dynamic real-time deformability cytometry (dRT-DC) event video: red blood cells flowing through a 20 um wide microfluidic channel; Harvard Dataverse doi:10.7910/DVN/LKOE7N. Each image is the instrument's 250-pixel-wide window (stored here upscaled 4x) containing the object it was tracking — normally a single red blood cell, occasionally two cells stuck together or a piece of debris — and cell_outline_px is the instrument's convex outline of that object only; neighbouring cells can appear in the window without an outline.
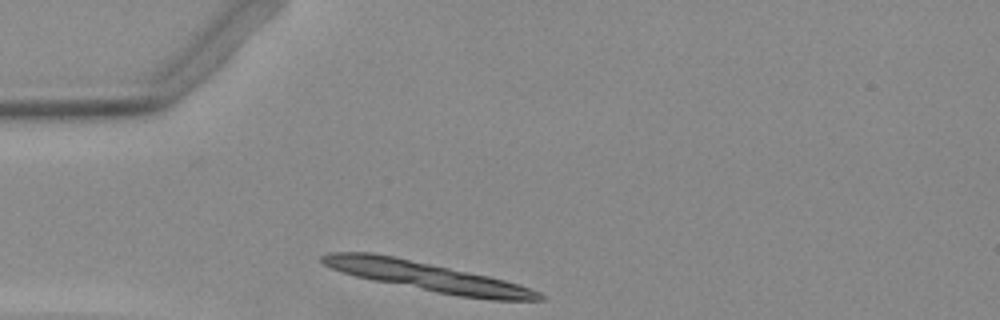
{"species": "Egyptian fruit bat (a non-hibernating species)", "species_latin": "Rousettus aegyptiacus", "temperature_condition": "warm", "stored_images_in_passage": 23, "segment_of_instrument_passage": [1, 2], "camera_frame_rate_fps": 3000, "um_per_image_px": 0.085, "animal": {"sex": "female"}, "frame": {"image": 1, "passage_image": 1, "time_ms": 0.0, "image_size_px": [1000, 320], "cell_outline_px": [[544, 300], [492, 300], [460, 296], [436, 292], [372, 280], [356, 276], [332, 268], [324, 264], [320, 260], [320, 256], [328, 252], [372, 252], [396, 256], [488, 276], [520, 284], [532, 288], [540, 292], [544, 296]], "centroid_in_image_um": [36.32, 23.5], "position_along_channel_um": 48.7, "area_um2": 36.65}}